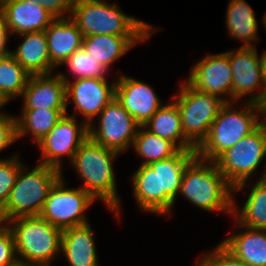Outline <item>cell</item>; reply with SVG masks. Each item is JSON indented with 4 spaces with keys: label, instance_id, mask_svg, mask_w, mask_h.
I'll use <instances>...</instances> for the list:
<instances>
[{
    "label": "cell",
    "instance_id": "obj_1",
    "mask_svg": "<svg viewBox=\"0 0 266 266\" xmlns=\"http://www.w3.org/2000/svg\"><path fill=\"white\" fill-rule=\"evenodd\" d=\"M120 153L105 148L88 137L75 153L71 163L83 180L81 188L95 200L99 198L114 215L120 219V199L118 198L113 160Z\"/></svg>",
    "mask_w": 266,
    "mask_h": 266
},
{
    "label": "cell",
    "instance_id": "obj_2",
    "mask_svg": "<svg viewBox=\"0 0 266 266\" xmlns=\"http://www.w3.org/2000/svg\"><path fill=\"white\" fill-rule=\"evenodd\" d=\"M234 188L219 171L215 161L196 156L185 168L178 194L201 209L232 214Z\"/></svg>",
    "mask_w": 266,
    "mask_h": 266
},
{
    "label": "cell",
    "instance_id": "obj_3",
    "mask_svg": "<svg viewBox=\"0 0 266 266\" xmlns=\"http://www.w3.org/2000/svg\"><path fill=\"white\" fill-rule=\"evenodd\" d=\"M240 110L232 109L233 103L226 102L210 126L208 135L196 148V155L203 160L215 161L223 152L233 147L242 138L253 132L266 117L262 105L245 101Z\"/></svg>",
    "mask_w": 266,
    "mask_h": 266
},
{
    "label": "cell",
    "instance_id": "obj_4",
    "mask_svg": "<svg viewBox=\"0 0 266 266\" xmlns=\"http://www.w3.org/2000/svg\"><path fill=\"white\" fill-rule=\"evenodd\" d=\"M70 18L84 36H151L156 28L104 0H72Z\"/></svg>",
    "mask_w": 266,
    "mask_h": 266
},
{
    "label": "cell",
    "instance_id": "obj_5",
    "mask_svg": "<svg viewBox=\"0 0 266 266\" xmlns=\"http://www.w3.org/2000/svg\"><path fill=\"white\" fill-rule=\"evenodd\" d=\"M62 175V170L52 166L38 163L29 171L23 165L7 203L0 210V222L18 217L39 216L49 191Z\"/></svg>",
    "mask_w": 266,
    "mask_h": 266
},
{
    "label": "cell",
    "instance_id": "obj_6",
    "mask_svg": "<svg viewBox=\"0 0 266 266\" xmlns=\"http://www.w3.org/2000/svg\"><path fill=\"white\" fill-rule=\"evenodd\" d=\"M6 223L13 233L18 259L50 266L61 252L62 230L40 216L18 217Z\"/></svg>",
    "mask_w": 266,
    "mask_h": 266
},
{
    "label": "cell",
    "instance_id": "obj_7",
    "mask_svg": "<svg viewBox=\"0 0 266 266\" xmlns=\"http://www.w3.org/2000/svg\"><path fill=\"white\" fill-rule=\"evenodd\" d=\"M250 134L223 152L216 160L219 171L234 188L233 192L246 187L247 180L266 157V117Z\"/></svg>",
    "mask_w": 266,
    "mask_h": 266
},
{
    "label": "cell",
    "instance_id": "obj_8",
    "mask_svg": "<svg viewBox=\"0 0 266 266\" xmlns=\"http://www.w3.org/2000/svg\"><path fill=\"white\" fill-rule=\"evenodd\" d=\"M181 84L179 94L172 98L181 114L184 136L197 148L208 135L220 109L229 100L202 93L188 82Z\"/></svg>",
    "mask_w": 266,
    "mask_h": 266
},
{
    "label": "cell",
    "instance_id": "obj_9",
    "mask_svg": "<svg viewBox=\"0 0 266 266\" xmlns=\"http://www.w3.org/2000/svg\"><path fill=\"white\" fill-rule=\"evenodd\" d=\"M63 176L49 191L40 217L62 231L89 223L85 211L95 199L82 188L67 189Z\"/></svg>",
    "mask_w": 266,
    "mask_h": 266
},
{
    "label": "cell",
    "instance_id": "obj_10",
    "mask_svg": "<svg viewBox=\"0 0 266 266\" xmlns=\"http://www.w3.org/2000/svg\"><path fill=\"white\" fill-rule=\"evenodd\" d=\"M98 126L89 125V137L98 144L119 152L133 146L140 125L114 98L98 115Z\"/></svg>",
    "mask_w": 266,
    "mask_h": 266
},
{
    "label": "cell",
    "instance_id": "obj_11",
    "mask_svg": "<svg viewBox=\"0 0 266 266\" xmlns=\"http://www.w3.org/2000/svg\"><path fill=\"white\" fill-rule=\"evenodd\" d=\"M232 70V102L249 94L248 102L264 106L266 102V82L261 57L256 48L241 46L238 50L228 52ZM259 89L257 95H250Z\"/></svg>",
    "mask_w": 266,
    "mask_h": 266
},
{
    "label": "cell",
    "instance_id": "obj_12",
    "mask_svg": "<svg viewBox=\"0 0 266 266\" xmlns=\"http://www.w3.org/2000/svg\"><path fill=\"white\" fill-rule=\"evenodd\" d=\"M89 126L82 121L79 125L76 117L65 114L38 144L41 150V162L46 166L62 169V157L72 161L80 145L89 137Z\"/></svg>",
    "mask_w": 266,
    "mask_h": 266
},
{
    "label": "cell",
    "instance_id": "obj_13",
    "mask_svg": "<svg viewBox=\"0 0 266 266\" xmlns=\"http://www.w3.org/2000/svg\"><path fill=\"white\" fill-rule=\"evenodd\" d=\"M66 82V100L74 103V114L80 113L84 122L89 126L90 120L99 113L115 98L116 81L108 84L102 78H79L74 81L64 73L59 74Z\"/></svg>",
    "mask_w": 266,
    "mask_h": 266
},
{
    "label": "cell",
    "instance_id": "obj_14",
    "mask_svg": "<svg viewBox=\"0 0 266 266\" xmlns=\"http://www.w3.org/2000/svg\"><path fill=\"white\" fill-rule=\"evenodd\" d=\"M187 82L202 93L218 96L229 94L232 102L233 75L228 58V51L220 54H209L197 62Z\"/></svg>",
    "mask_w": 266,
    "mask_h": 266
},
{
    "label": "cell",
    "instance_id": "obj_15",
    "mask_svg": "<svg viewBox=\"0 0 266 266\" xmlns=\"http://www.w3.org/2000/svg\"><path fill=\"white\" fill-rule=\"evenodd\" d=\"M115 98L140 126L163 105L150 85L127 76L117 78Z\"/></svg>",
    "mask_w": 266,
    "mask_h": 266
},
{
    "label": "cell",
    "instance_id": "obj_16",
    "mask_svg": "<svg viewBox=\"0 0 266 266\" xmlns=\"http://www.w3.org/2000/svg\"><path fill=\"white\" fill-rule=\"evenodd\" d=\"M0 16L5 20L10 34L41 32L56 19L42 5L32 0H4Z\"/></svg>",
    "mask_w": 266,
    "mask_h": 266
},
{
    "label": "cell",
    "instance_id": "obj_17",
    "mask_svg": "<svg viewBox=\"0 0 266 266\" xmlns=\"http://www.w3.org/2000/svg\"><path fill=\"white\" fill-rule=\"evenodd\" d=\"M66 82L59 74L31 75L23 97V109H67Z\"/></svg>",
    "mask_w": 266,
    "mask_h": 266
},
{
    "label": "cell",
    "instance_id": "obj_18",
    "mask_svg": "<svg viewBox=\"0 0 266 266\" xmlns=\"http://www.w3.org/2000/svg\"><path fill=\"white\" fill-rule=\"evenodd\" d=\"M196 156V150H179L172 157L159 161L160 215L169 214L173 208L184 170Z\"/></svg>",
    "mask_w": 266,
    "mask_h": 266
},
{
    "label": "cell",
    "instance_id": "obj_19",
    "mask_svg": "<svg viewBox=\"0 0 266 266\" xmlns=\"http://www.w3.org/2000/svg\"><path fill=\"white\" fill-rule=\"evenodd\" d=\"M51 63L57 68L78 48L82 47L84 35L69 17L56 18L46 29Z\"/></svg>",
    "mask_w": 266,
    "mask_h": 266
},
{
    "label": "cell",
    "instance_id": "obj_20",
    "mask_svg": "<svg viewBox=\"0 0 266 266\" xmlns=\"http://www.w3.org/2000/svg\"><path fill=\"white\" fill-rule=\"evenodd\" d=\"M22 43L11 54L18 63L30 74H50L56 67L51 63L45 31L23 33Z\"/></svg>",
    "mask_w": 266,
    "mask_h": 266
},
{
    "label": "cell",
    "instance_id": "obj_21",
    "mask_svg": "<svg viewBox=\"0 0 266 266\" xmlns=\"http://www.w3.org/2000/svg\"><path fill=\"white\" fill-rule=\"evenodd\" d=\"M93 236L89 223L62 231L61 252L70 266H98Z\"/></svg>",
    "mask_w": 266,
    "mask_h": 266
},
{
    "label": "cell",
    "instance_id": "obj_22",
    "mask_svg": "<svg viewBox=\"0 0 266 266\" xmlns=\"http://www.w3.org/2000/svg\"><path fill=\"white\" fill-rule=\"evenodd\" d=\"M245 231L229 236L221 244L248 266H266V229H253L236 223Z\"/></svg>",
    "mask_w": 266,
    "mask_h": 266
},
{
    "label": "cell",
    "instance_id": "obj_23",
    "mask_svg": "<svg viewBox=\"0 0 266 266\" xmlns=\"http://www.w3.org/2000/svg\"><path fill=\"white\" fill-rule=\"evenodd\" d=\"M150 36H116L108 34L84 36L82 47L102 65L110 68L113 62L126 54L136 43Z\"/></svg>",
    "mask_w": 266,
    "mask_h": 266
},
{
    "label": "cell",
    "instance_id": "obj_24",
    "mask_svg": "<svg viewBox=\"0 0 266 266\" xmlns=\"http://www.w3.org/2000/svg\"><path fill=\"white\" fill-rule=\"evenodd\" d=\"M143 127L150 133L169 140L179 150H196V147L184 136L181 114L173 101L161 106Z\"/></svg>",
    "mask_w": 266,
    "mask_h": 266
},
{
    "label": "cell",
    "instance_id": "obj_25",
    "mask_svg": "<svg viewBox=\"0 0 266 266\" xmlns=\"http://www.w3.org/2000/svg\"><path fill=\"white\" fill-rule=\"evenodd\" d=\"M132 175L133 194L145 212L160 214L159 161L140 165Z\"/></svg>",
    "mask_w": 266,
    "mask_h": 266
},
{
    "label": "cell",
    "instance_id": "obj_26",
    "mask_svg": "<svg viewBox=\"0 0 266 266\" xmlns=\"http://www.w3.org/2000/svg\"><path fill=\"white\" fill-rule=\"evenodd\" d=\"M226 13V27L230 36L243 42V47H254L258 22L252 7L245 0H230ZM252 42V44H250Z\"/></svg>",
    "mask_w": 266,
    "mask_h": 266
},
{
    "label": "cell",
    "instance_id": "obj_27",
    "mask_svg": "<svg viewBox=\"0 0 266 266\" xmlns=\"http://www.w3.org/2000/svg\"><path fill=\"white\" fill-rule=\"evenodd\" d=\"M17 119V139L31 134L36 145L54 128L57 122L67 114V109H22Z\"/></svg>",
    "mask_w": 266,
    "mask_h": 266
},
{
    "label": "cell",
    "instance_id": "obj_28",
    "mask_svg": "<svg viewBox=\"0 0 266 266\" xmlns=\"http://www.w3.org/2000/svg\"><path fill=\"white\" fill-rule=\"evenodd\" d=\"M249 196L247 197L244 206L239 211L233 203L232 216L237 217L236 223L253 229H266V168L265 171L254 182ZM240 212L239 214H237Z\"/></svg>",
    "mask_w": 266,
    "mask_h": 266
},
{
    "label": "cell",
    "instance_id": "obj_29",
    "mask_svg": "<svg viewBox=\"0 0 266 266\" xmlns=\"http://www.w3.org/2000/svg\"><path fill=\"white\" fill-rule=\"evenodd\" d=\"M30 74L10 53L0 58V95L8 103L22 96Z\"/></svg>",
    "mask_w": 266,
    "mask_h": 266
},
{
    "label": "cell",
    "instance_id": "obj_30",
    "mask_svg": "<svg viewBox=\"0 0 266 266\" xmlns=\"http://www.w3.org/2000/svg\"><path fill=\"white\" fill-rule=\"evenodd\" d=\"M132 147L144 158L141 165L167 159L179 151L172 142L150 133L143 126L139 127Z\"/></svg>",
    "mask_w": 266,
    "mask_h": 266
},
{
    "label": "cell",
    "instance_id": "obj_31",
    "mask_svg": "<svg viewBox=\"0 0 266 266\" xmlns=\"http://www.w3.org/2000/svg\"><path fill=\"white\" fill-rule=\"evenodd\" d=\"M63 64L68 66L69 72L74 79L79 78H102L106 79L108 69L88 54L83 47L78 48Z\"/></svg>",
    "mask_w": 266,
    "mask_h": 266
},
{
    "label": "cell",
    "instance_id": "obj_32",
    "mask_svg": "<svg viewBox=\"0 0 266 266\" xmlns=\"http://www.w3.org/2000/svg\"><path fill=\"white\" fill-rule=\"evenodd\" d=\"M24 164L18 154L11 158L0 159V210L7 203L20 168Z\"/></svg>",
    "mask_w": 266,
    "mask_h": 266
},
{
    "label": "cell",
    "instance_id": "obj_33",
    "mask_svg": "<svg viewBox=\"0 0 266 266\" xmlns=\"http://www.w3.org/2000/svg\"><path fill=\"white\" fill-rule=\"evenodd\" d=\"M197 266H248L245 262L236 258L221 243L210 253L204 255Z\"/></svg>",
    "mask_w": 266,
    "mask_h": 266
},
{
    "label": "cell",
    "instance_id": "obj_34",
    "mask_svg": "<svg viewBox=\"0 0 266 266\" xmlns=\"http://www.w3.org/2000/svg\"><path fill=\"white\" fill-rule=\"evenodd\" d=\"M16 256L13 233L6 222H0V266L15 262L18 259Z\"/></svg>",
    "mask_w": 266,
    "mask_h": 266
},
{
    "label": "cell",
    "instance_id": "obj_35",
    "mask_svg": "<svg viewBox=\"0 0 266 266\" xmlns=\"http://www.w3.org/2000/svg\"><path fill=\"white\" fill-rule=\"evenodd\" d=\"M17 117L0 116V151L17 141Z\"/></svg>",
    "mask_w": 266,
    "mask_h": 266
},
{
    "label": "cell",
    "instance_id": "obj_36",
    "mask_svg": "<svg viewBox=\"0 0 266 266\" xmlns=\"http://www.w3.org/2000/svg\"><path fill=\"white\" fill-rule=\"evenodd\" d=\"M42 5L55 18L70 16L72 0H32ZM69 15H67V14ZM64 14L66 16H64Z\"/></svg>",
    "mask_w": 266,
    "mask_h": 266
},
{
    "label": "cell",
    "instance_id": "obj_37",
    "mask_svg": "<svg viewBox=\"0 0 266 266\" xmlns=\"http://www.w3.org/2000/svg\"><path fill=\"white\" fill-rule=\"evenodd\" d=\"M10 34L9 28L6 26L5 20L0 16V58L11 53L6 47V43Z\"/></svg>",
    "mask_w": 266,
    "mask_h": 266
},
{
    "label": "cell",
    "instance_id": "obj_38",
    "mask_svg": "<svg viewBox=\"0 0 266 266\" xmlns=\"http://www.w3.org/2000/svg\"><path fill=\"white\" fill-rule=\"evenodd\" d=\"M6 266H34V265L29 264L24 260L17 259L15 262H13L9 265H6Z\"/></svg>",
    "mask_w": 266,
    "mask_h": 266
},
{
    "label": "cell",
    "instance_id": "obj_39",
    "mask_svg": "<svg viewBox=\"0 0 266 266\" xmlns=\"http://www.w3.org/2000/svg\"><path fill=\"white\" fill-rule=\"evenodd\" d=\"M260 57L262 60L263 72H264V77H265V82H266V51H264Z\"/></svg>",
    "mask_w": 266,
    "mask_h": 266
},
{
    "label": "cell",
    "instance_id": "obj_40",
    "mask_svg": "<svg viewBox=\"0 0 266 266\" xmlns=\"http://www.w3.org/2000/svg\"><path fill=\"white\" fill-rule=\"evenodd\" d=\"M7 104V102L4 100V98L0 95V109L4 106V105H6ZM2 115H4V113H1V111H0V116H2Z\"/></svg>",
    "mask_w": 266,
    "mask_h": 266
},
{
    "label": "cell",
    "instance_id": "obj_41",
    "mask_svg": "<svg viewBox=\"0 0 266 266\" xmlns=\"http://www.w3.org/2000/svg\"><path fill=\"white\" fill-rule=\"evenodd\" d=\"M262 23H263L264 28H265V30H266V13H265L264 16H263Z\"/></svg>",
    "mask_w": 266,
    "mask_h": 266
},
{
    "label": "cell",
    "instance_id": "obj_42",
    "mask_svg": "<svg viewBox=\"0 0 266 266\" xmlns=\"http://www.w3.org/2000/svg\"><path fill=\"white\" fill-rule=\"evenodd\" d=\"M263 108H264V110H265V114H266V102H265Z\"/></svg>",
    "mask_w": 266,
    "mask_h": 266
}]
</instances>
